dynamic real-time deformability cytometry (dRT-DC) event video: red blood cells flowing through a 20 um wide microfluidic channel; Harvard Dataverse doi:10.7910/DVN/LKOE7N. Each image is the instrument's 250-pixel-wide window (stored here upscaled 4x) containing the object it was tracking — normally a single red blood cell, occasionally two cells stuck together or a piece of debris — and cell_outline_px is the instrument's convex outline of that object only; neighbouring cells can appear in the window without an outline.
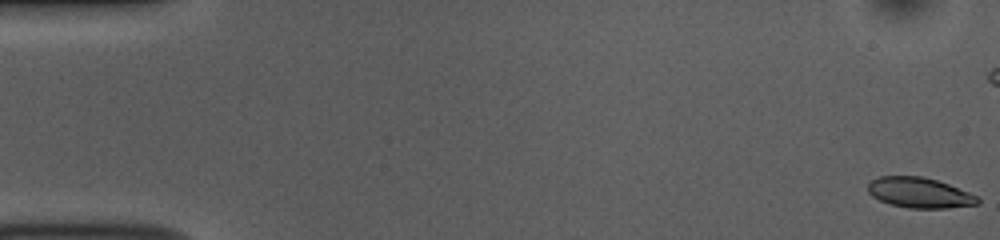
{"species": "common noctule bat (a hibernating species)", "species_latin": "Nyctalus noctula", "temperature_condition": "room temperature", "stored_images_in_passage": 53, "camera_frame_rate_fps": 3000, "um_per_image_px": 0.085, "animal": {"sex": "female", "body_mass_g": 10.0, "forearm_length_mm": 53.1}, "frame": {"image": 1, "passage_image": 1, "time_ms": 0.0, "image_size_px": [1000, 240], "cell_outline_px": [[980, 204], [948, 208], [908, 208], [888, 204], [872, 196], [868, 192], [868, 184], [872, 180], [880, 176], [920, 176], [936, 180], [948, 184], [980, 196]], "centroid_in_image_um": [78.18, 16.39], "position_along_channel_um": 6.8, "area_um2": 19.54}}
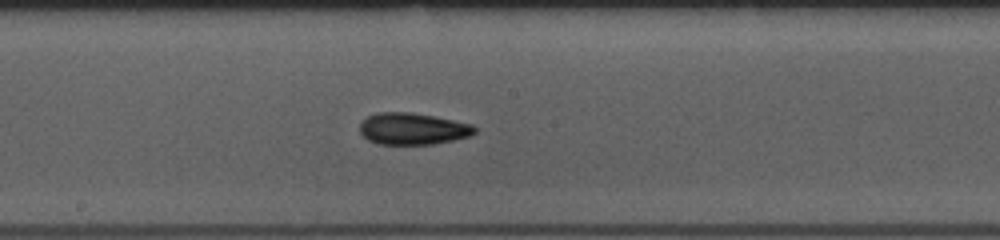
{"frame": {"image": 2, "passage_image": 28, "time_ms": 9.0, "image_size_px": [1000, 240], "cell_outline_px": [[476, 132], [468, 136], [452, 140], [432, 144], [380, 144], [368, 140], [360, 132], [360, 124], [368, 116], [376, 112], [412, 112], [472, 124], [476, 128]], "centroid_in_image_um": [35.06, 10.94], "position_along_channel_um": 213.1, "area_um2": 21.04}}
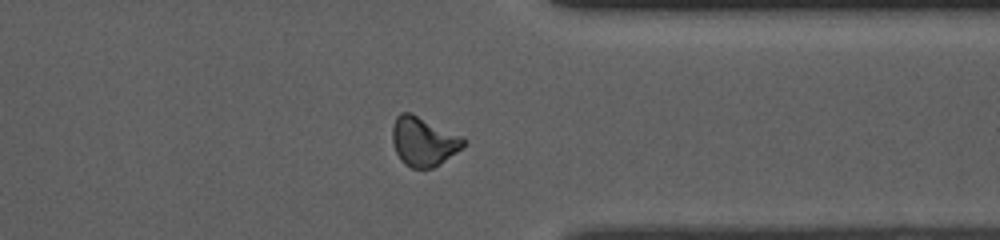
{"frame": {"image": 3, "passage_image": 41, "time_ms": 13.333, "image_size_px": [1000, 240], "cell_outline_px": [[468, 140], [464, 148], [440, 164], [432, 168], [412, 168], [404, 164], [400, 160], [396, 152], [392, 140], [392, 124], [396, 116], [400, 112], [412, 112], [464, 136]], "centroid_in_image_um": [36.04, 12.0], "position_along_channel_um": 375.4, "area_um2": 21.04}, "authors_computed_cell_mechanics": {"area_um2": 19.9988, "velocity_mm_per_s": 3.8571, "shape_relaxation_time_tau1_ms": 3.13, "shape_relaxation_time_tau2_ms": 3.6022, "deformation_change_tau1": 0.1446, "deformation_change_tau2": 0.1121}}